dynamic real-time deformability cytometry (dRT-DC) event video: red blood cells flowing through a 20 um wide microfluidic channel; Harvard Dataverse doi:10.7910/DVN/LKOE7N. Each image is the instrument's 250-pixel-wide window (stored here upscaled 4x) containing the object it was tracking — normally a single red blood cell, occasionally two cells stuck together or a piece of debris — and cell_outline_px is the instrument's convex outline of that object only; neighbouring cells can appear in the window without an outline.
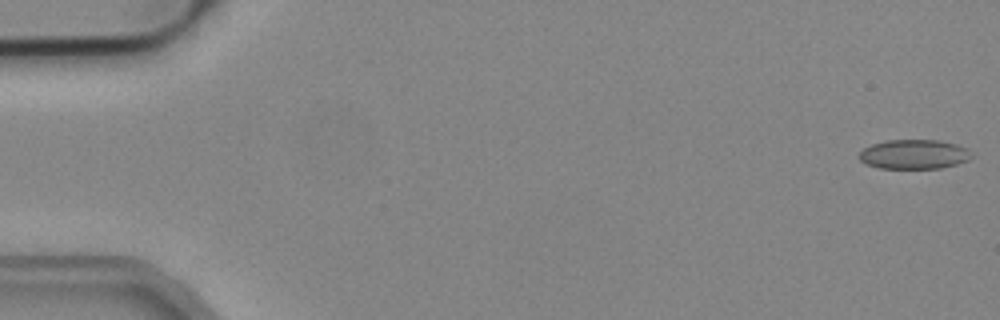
{"species": "common noctule bat (a hibernating species)", "species_latin": "Nyctalus noctula", "temperature_condition": "cold", "stored_images_in_passage": 8, "camera_frame_rate_fps": 3000, "um_per_image_px": 0.085, "animal": {"sex": "male", "body_mass_g": 19.2, "forearm_length_mm": 51.8}, "frame": {"image": 1, "passage_image": 1, "time_ms": 0.0, "image_size_px": [1000, 320], "cell_outline_px": [[972, 156], [968, 160], [956, 164], [940, 168], [880, 168], [864, 164], [856, 156], [864, 148], [872, 144], [888, 140], [940, 140], [956, 144], [968, 148]], "centroid_in_image_um": [77.67, 13.11], "position_along_channel_um": 7.3, "area_um2": 19.36}}